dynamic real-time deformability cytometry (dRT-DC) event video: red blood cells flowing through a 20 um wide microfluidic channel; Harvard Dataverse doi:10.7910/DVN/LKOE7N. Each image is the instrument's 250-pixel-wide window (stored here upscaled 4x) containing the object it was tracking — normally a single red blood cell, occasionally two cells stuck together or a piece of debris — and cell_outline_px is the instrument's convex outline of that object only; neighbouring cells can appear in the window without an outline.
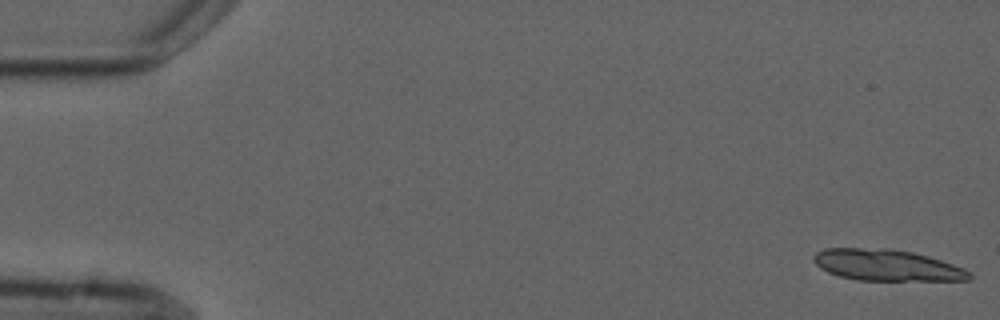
{"species": "common noctule bat (a hibernating species)", "species_latin": "Nyctalus noctula", "temperature_condition": "cold", "stored_images_in_passage": 5, "segment_of_instrument_passage": [1, 2], "camera_frame_rate_fps": 3000, "um_per_image_px": 0.085, "animal": {"sex": "male", "forearm_length_mm": 52.5}, "frame": {"image": 1, "passage_image": 1, "time_ms": 0.0, "image_size_px": [1000, 320], "cell_outline_px": [[972, 280], [856, 280], [840, 276], [828, 272], [820, 268], [816, 264], [812, 256], [816, 252], [824, 248], [888, 248], [912, 252], [928, 256], [964, 268], [972, 276]], "centroid_in_image_um": [75.35, 22.53], "position_along_channel_um": 9.7, "area_um2": 28.32}}